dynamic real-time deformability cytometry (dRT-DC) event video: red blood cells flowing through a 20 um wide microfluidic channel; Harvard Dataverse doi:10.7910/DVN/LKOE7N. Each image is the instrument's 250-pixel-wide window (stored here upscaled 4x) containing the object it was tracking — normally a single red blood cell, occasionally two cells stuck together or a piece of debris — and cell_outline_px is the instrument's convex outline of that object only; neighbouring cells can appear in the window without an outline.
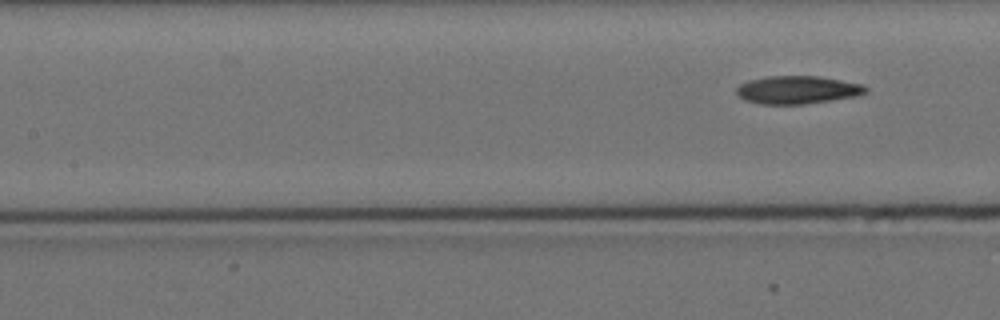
{"species": "Egyptian fruit bat (a non-hibernating species)", "species_latin": "Rousettus aegyptiacus", "temperature_condition": "cold", "stored_images_in_passage": 7, "segment_of_instrument_passage": [2, 2], "camera_frame_rate_fps": 3000, "um_per_image_px": 0.085, "animal": {"sex": "female"}, "frame": {"image": 1, "passage_image": 7, "time_ms": 7.667, "image_size_px": [1000, 320], "cell_outline_px": [[868, 92], [856, 96], [832, 100], [804, 104], [760, 104], [744, 100], [736, 92], [736, 88], [740, 84], [748, 80], [768, 76], [820, 76], [860, 84], [868, 88]], "centroid_in_image_um": [67.77, 7.64], "position_along_channel_um": 139.6, "area_um2": 21.04}}